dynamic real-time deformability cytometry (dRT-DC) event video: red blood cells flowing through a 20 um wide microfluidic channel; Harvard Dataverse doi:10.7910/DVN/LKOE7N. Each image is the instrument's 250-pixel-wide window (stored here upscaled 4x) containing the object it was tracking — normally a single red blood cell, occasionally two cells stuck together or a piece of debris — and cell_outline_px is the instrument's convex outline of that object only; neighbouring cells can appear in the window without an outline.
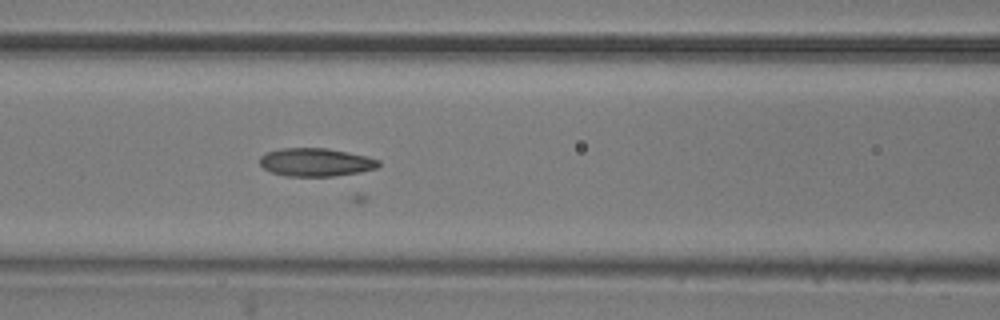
{"species": "common noctule bat (a hibernating species)", "species_latin": "Nyctalus noctula", "temperature_condition": "room temperature", "stored_images_in_passage": 6, "camera_frame_rate_fps": 3000, "um_per_image_px": 0.085, "animal": {"sex": "male", "body_mass_g": 20.5, "forearm_length_mm": 52.5}, "frame": {"image": 1, "passage_image": 6, "time_ms": 1.667, "image_size_px": [1000, 320], "cell_outline_px": [[380, 164], [376, 168], [360, 172], [332, 176], [284, 176], [272, 172], [264, 168], [260, 164], [260, 156], [268, 152], [280, 148], [328, 148], [348, 152], [380, 160]], "centroid_in_image_um": [26.83, 13.79], "position_along_channel_um": 139.8, "area_um2": 19.42}}